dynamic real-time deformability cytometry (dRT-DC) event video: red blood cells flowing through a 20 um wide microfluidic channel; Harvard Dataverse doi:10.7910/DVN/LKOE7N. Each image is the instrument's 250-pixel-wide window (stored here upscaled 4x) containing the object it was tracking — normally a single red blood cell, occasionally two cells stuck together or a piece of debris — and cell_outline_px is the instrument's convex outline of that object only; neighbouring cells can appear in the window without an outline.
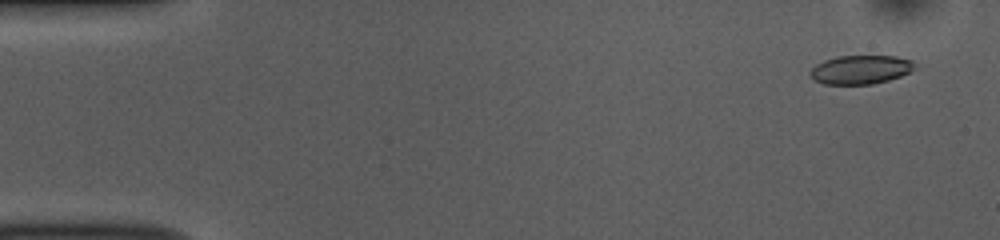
{"species": "common noctule bat (a hibernating species)", "species_latin": "Nyctalus noctula", "temperature_condition": "room temperature", "stored_images_in_passage": 52, "camera_frame_rate_fps": 3000, "um_per_image_px": 0.085, "animal": {"sex": "female", "body_mass_g": 10.0, "forearm_length_mm": 53.1}, "frame": {"image": 1, "passage_image": 1, "time_ms": 0.0, "image_size_px": [1000, 240], "cell_outline_px": [[916, 68], [900, 76], [888, 80], [872, 84], [824, 84], [816, 80], [808, 72], [816, 64], [824, 60], [836, 56], [896, 56], [912, 60], [916, 64]], "centroid_in_image_um": [73.16, 5.91], "position_along_channel_um": 11.8, "area_um2": 17.51}}
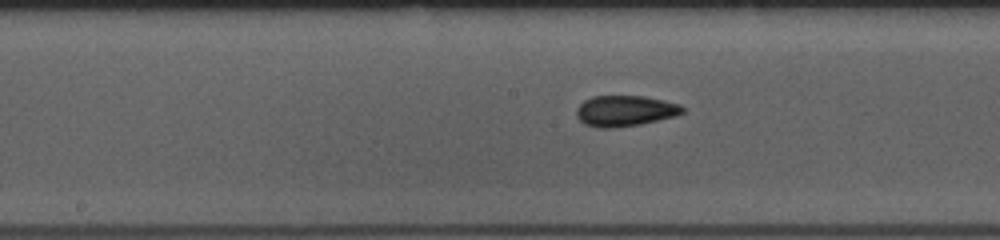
{"frame": {"image": 2, "passage_image": 25, "time_ms": 8.0, "image_size_px": [1000, 240], "cell_outline_px": [[684, 112], [676, 116], [640, 124], [612, 128], [600, 128], [584, 124], [576, 116], [576, 108], [584, 100], [592, 96], [644, 96], [664, 100], [680, 104], [684, 108]], "centroid_in_image_um": [53.12, 9.42], "position_along_channel_um": 195.1, "area_um2": 19.13}}
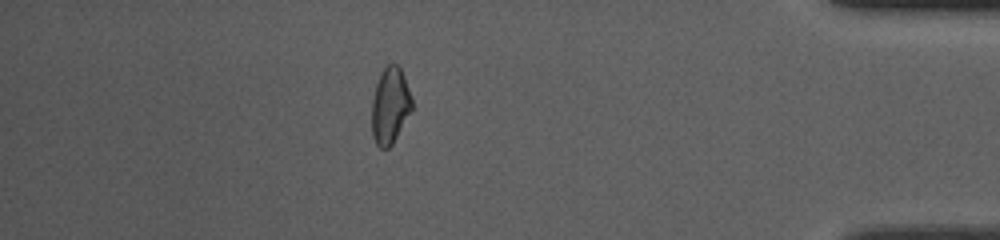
{"frame": {"image": 3, "passage_image": 45, "time_ms": 14.667, "image_size_px": [1000, 240], "cell_outline_px": [[412, 112], [392, 144], [388, 148], [380, 148], [376, 144], [372, 136], [372, 100], [376, 84], [380, 72], [388, 64], [396, 64], [400, 68], [404, 76], [412, 96]], "centroid_in_image_um": [33.17, 8.99], "position_along_channel_um": 402.0, "area_um2": 18.03}, "authors_computed_cell_mechanics": {"area_um2": 18.4093, "velocity_mm_per_s": 3.7306, "shape_relaxation_time_tau1_ms": 5.0259, "shape_relaxation_time_tau2_ms": 1.5585, "deformation_change_tau1": 0.1398, "deformation_change_tau2": 0.0745}}